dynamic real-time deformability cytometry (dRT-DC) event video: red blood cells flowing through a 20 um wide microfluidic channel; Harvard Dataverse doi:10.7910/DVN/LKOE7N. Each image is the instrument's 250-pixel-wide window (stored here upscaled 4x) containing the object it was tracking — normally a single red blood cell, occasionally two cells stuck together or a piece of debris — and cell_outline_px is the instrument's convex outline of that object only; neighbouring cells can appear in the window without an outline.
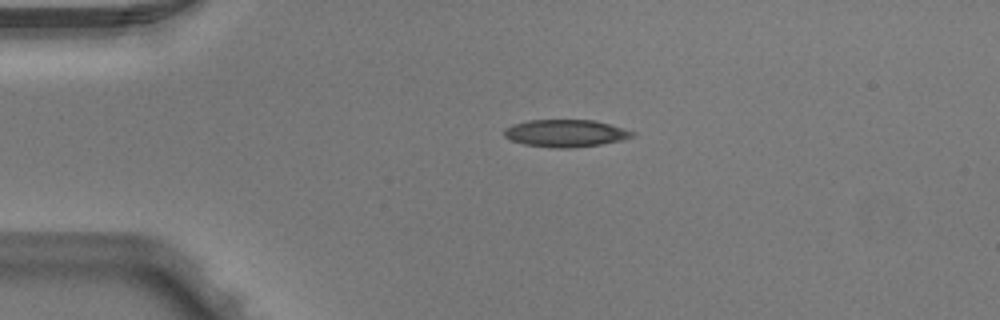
{"species": "Egyptian fruit bat (a non-hibernating species)", "species_latin": "Rousettus aegyptiacus", "temperature_condition": "warm", "stored_images_in_passage": 1, "camera_frame_rate_fps": 3000, "um_per_image_px": 0.085, "animal": {"sex": "male"}, "frame": {"image": 1, "passage_image": 1, "time_ms": 0.0, "image_size_px": [1000, 320], "cell_outline_px": [[636, 132], [632, 136], [624, 140], [600, 144], [568, 148], [556, 148], [524, 144], [512, 140], [504, 136], [504, 128], [512, 124], [528, 120], [596, 120]], "centroid_in_image_um": [48.07, 11.32], "position_along_channel_um": 36.9, "area_um2": 20.35}}